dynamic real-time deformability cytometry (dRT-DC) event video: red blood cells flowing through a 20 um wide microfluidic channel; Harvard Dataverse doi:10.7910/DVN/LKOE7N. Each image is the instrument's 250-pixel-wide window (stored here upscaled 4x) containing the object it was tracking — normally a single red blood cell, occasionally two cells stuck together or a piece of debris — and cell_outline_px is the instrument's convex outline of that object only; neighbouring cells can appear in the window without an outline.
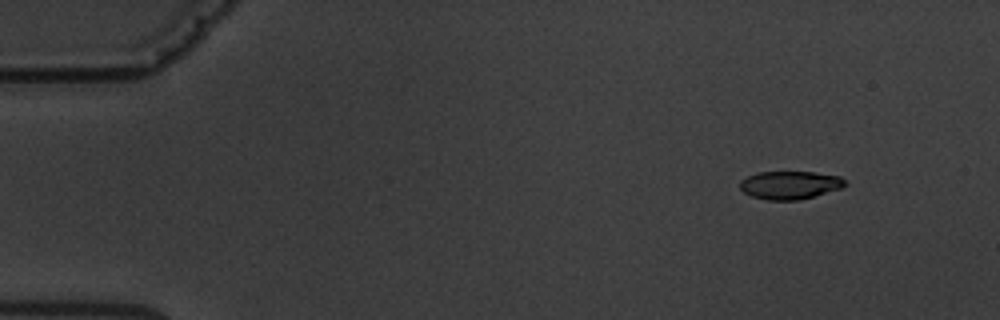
{"species": "common noctule bat (a hibernating species)", "species_latin": "Nyctalus noctula", "temperature_condition": "warm", "stored_images_in_passage": 7, "camera_frame_rate_fps": 3000, "um_per_image_px": 0.085, "animal": {"sex": "male", "body_mass_g": 19.5, "forearm_length_mm": 54.6}, "frame": {"image": 1, "passage_image": 2, "time_ms": 1.0, "image_size_px": [1000, 320], "cell_outline_px": [[848, 184], [840, 188], [800, 200], [768, 200], [752, 196], [744, 192], [740, 188], [740, 180], [756, 172], [812, 172], [840, 176]], "centroid_in_image_um": [67.13, 15.72], "position_along_channel_um": 17.9, "area_um2": 17.11}}
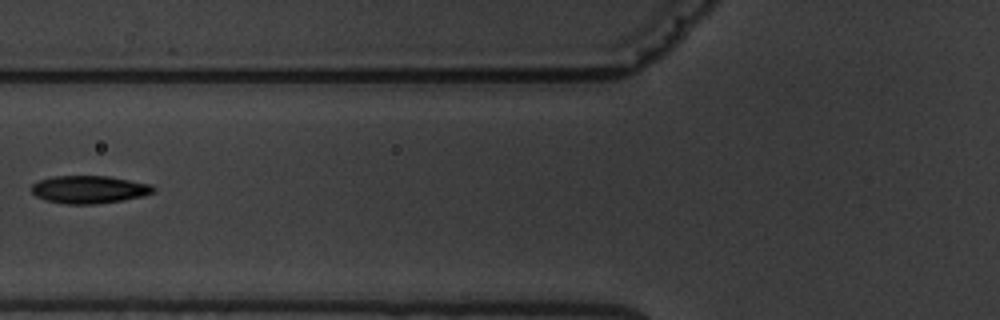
{"frame": {"image": 2, "passage_image": 6, "time_ms": 6.667, "image_size_px": [1000, 320], "cell_outline_px": [[156, 188], [152, 192], [144, 196], [124, 200], [96, 204], [68, 204], [44, 200], [36, 196], [28, 188], [32, 184], [40, 180], [52, 176], [108, 176], [152, 184]], "centroid_in_image_um": [7.56, 16.1], "position_along_channel_um": 118.2, "area_um2": 19.88}}
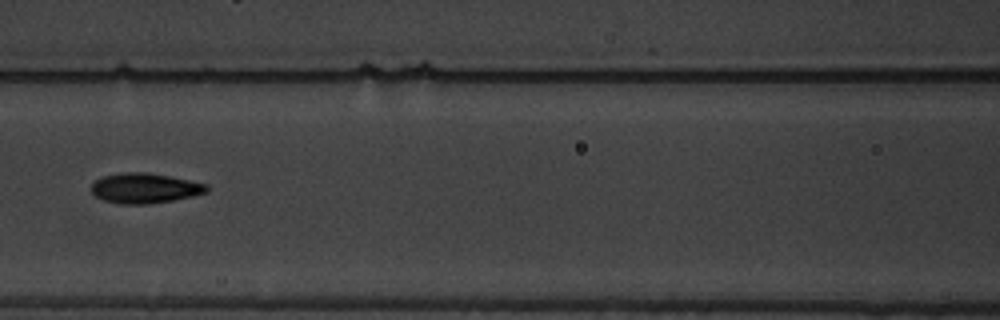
{"frame": {"image": 3, "passage_image": 7, "time_ms": 7.667, "image_size_px": [1000, 320], "cell_outline_px": [[208, 192], [192, 196], [172, 200], [148, 204], [120, 204], [104, 200], [96, 196], [92, 192], [92, 184], [100, 176], [124, 172], [148, 172], [208, 184]], "centroid_in_image_um": [12.3, 15.99], "position_along_channel_um": 154.3, "area_um2": 20.17}}